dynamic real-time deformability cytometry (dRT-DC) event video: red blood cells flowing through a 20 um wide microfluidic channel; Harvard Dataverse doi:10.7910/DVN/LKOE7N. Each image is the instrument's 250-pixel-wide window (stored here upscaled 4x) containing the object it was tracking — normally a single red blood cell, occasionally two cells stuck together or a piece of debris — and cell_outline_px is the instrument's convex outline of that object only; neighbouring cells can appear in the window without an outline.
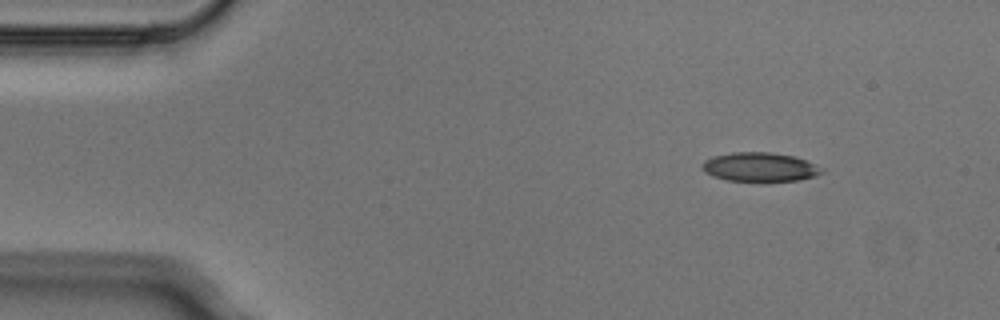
{"species": "Egyptian fruit bat (a non-hibernating species)", "species_latin": "Rousettus aegyptiacus", "temperature_condition": "cold", "stored_images_in_passage": 4, "camera_frame_rate_fps": 3000, "um_per_image_px": 0.085, "animal": {"sex": "male"}, "frame": {"image": 1, "passage_image": 1, "time_ms": 0.0, "image_size_px": [1000, 320], "cell_outline_px": [[824, 172], [816, 176], [800, 180], [760, 184], [728, 180], [712, 176], [704, 172], [700, 168], [700, 164], [704, 160], [712, 156], [732, 152], [772, 152], [796, 156], [824, 168]], "centroid_in_image_um": [64.58, 14.23], "position_along_channel_um": 20.4, "area_um2": 21.39}}
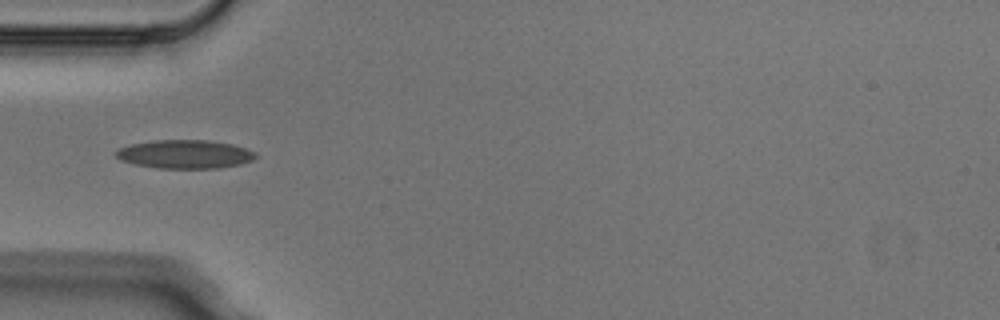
{"frame": {"image": 2, "passage_image": 4, "time_ms": 1.0, "image_size_px": [1000, 320], "cell_outline_px": [[256, 156], [252, 160], [240, 164], [220, 168], [156, 168], [136, 164], [120, 160], [116, 156], [116, 152], [120, 148], [132, 144], [152, 140], [208, 140], [232, 144], [248, 148], [256, 152]], "centroid_in_image_um": [15.75, 13.1], "position_along_channel_um": 69.3, "area_um2": 23.24}}